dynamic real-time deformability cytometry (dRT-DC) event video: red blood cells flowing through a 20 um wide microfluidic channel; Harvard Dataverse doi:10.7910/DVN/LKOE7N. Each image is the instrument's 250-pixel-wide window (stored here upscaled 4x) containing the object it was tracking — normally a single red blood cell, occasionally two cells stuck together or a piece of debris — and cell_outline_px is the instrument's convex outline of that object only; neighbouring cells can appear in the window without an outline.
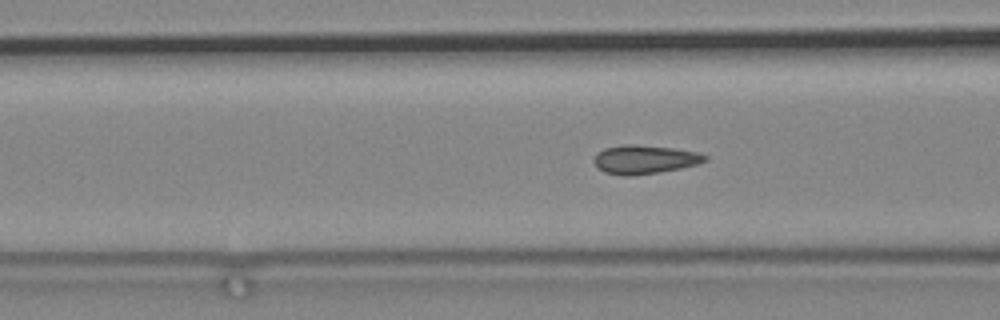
{"species": "common noctule bat (a hibernating species)", "species_latin": "Nyctalus noctula", "temperature_condition": "cold", "stored_images_in_passage": 84, "camera_frame_rate_fps": 3000, "um_per_image_px": 0.085, "animal": {"sex": "male", "body_mass_g": 19.2, "forearm_length_mm": 51.8}, "frame": {"image": 1, "passage_image": 43, "time_ms": 14.0, "image_size_px": [1000, 320], "cell_outline_px": [[708, 160], [700, 164], [660, 172], [632, 176], [624, 176], [604, 172], [596, 168], [592, 160], [596, 152], [604, 148], [624, 144], [636, 144], [672, 148], [696, 152], [708, 156]], "centroid_in_image_um": [54.75, 13.56], "position_along_channel_um": 111.9, "area_um2": 18.9}}
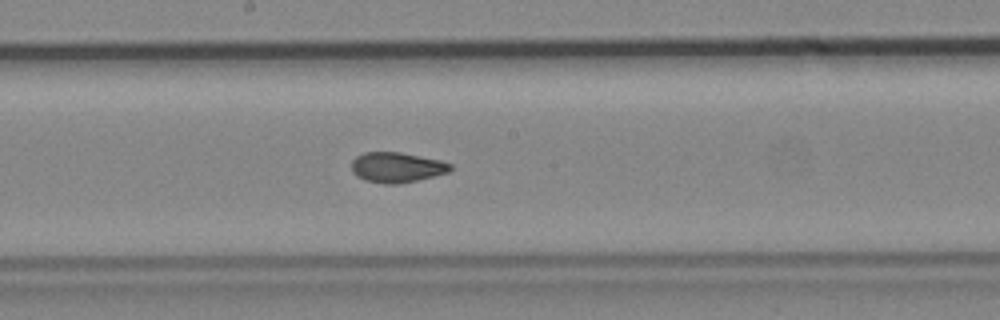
{"frame": {"image": 2, "passage_image": 53, "time_ms": 17.333, "image_size_px": [1000, 320], "cell_outline_px": [[452, 168], [448, 172], [416, 180], [396, 184], [384, 184], [364, 180], [356, 176], [352, 172], [352, 160], [356, 156], [364, 152], [400, 152], [440, 160], [452, 164]], "centroid_in_image_um": [33.69, 14.22], "position_along_channel_um": 214.5, "area_um2": 17.34}}
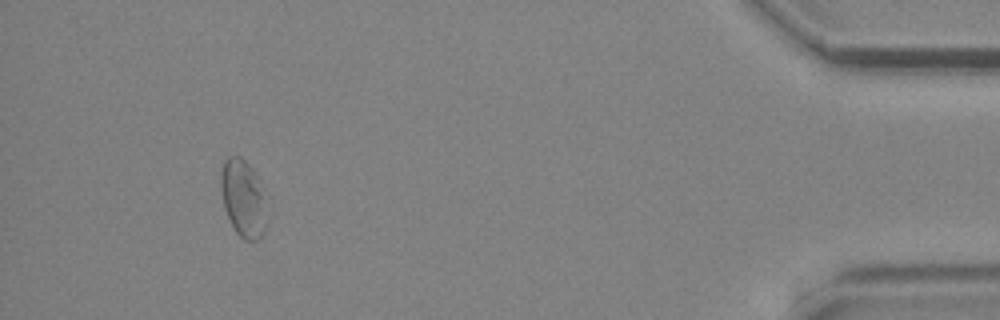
{"frame": {"image": 3, "passage_image": 79, "time_ms": 26.0, "image_size_px": [1000, 320], "cell_outline_px": [[264, 232], [256, 240], [244, 240], [236, 232], [224, 208], [220, 188], [220, 172], [224, 160], [228, 156], [240, 156], [252, 168], [264, 188]], "centroid_in_image_um": [20.63, 16.8], "position_along_channel_um": 414.6, "area_um2": 20.52}}